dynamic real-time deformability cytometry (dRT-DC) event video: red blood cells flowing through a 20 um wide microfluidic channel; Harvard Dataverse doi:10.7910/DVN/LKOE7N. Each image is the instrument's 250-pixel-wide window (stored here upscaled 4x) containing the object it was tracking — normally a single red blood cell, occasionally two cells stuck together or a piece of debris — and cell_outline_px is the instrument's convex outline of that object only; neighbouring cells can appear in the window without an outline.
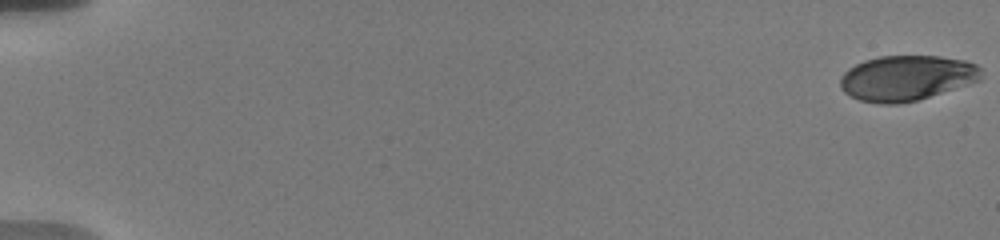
{"species": "human", "species_latin": "Homo sapiens", "temperature_condition": "warm", "stored_images_in_passage": 10, "camera_frame_rate_fps": 3000, "um_per_image_px": 0.085, "donor": {"sex": "male"}, "frame": {"image": 1, "passage_image": 1, "time_ms": 0.0, "image_size_px": [1000, 240], "cell_outline_px": [[984, 76], [980, 80], [968, 84], [916, 100], [896, 104], [880, 104], [860, 100], [844, 92], [840, 88], [840, 76], [848, 68], [864, 60], [880, 56], [940, 56], [964, 60], [976, 64], [980, 68]], "centroid_in_image_um": [77.05, 6.62], "position_along_channel_um": 7.9, "area_um2": 37.17}}
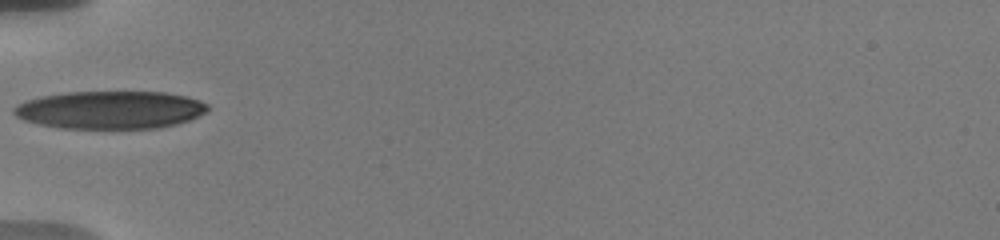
{"frame": {"image": 2, "passage_image": 8, "time_ms": 7.0, "image_size_px": [1000, 240], "cell_outline_px": [[208, 112], [188, 120], [176, 124], [160, 128], [60, 128], [40, 124], [24, 120], [16, 116], [12, 112], [12, 108], [16, 104], [40, 96], [68, 92], [164, 92], [188, 96], [200, 100], [208, 104]], "centroid_in_image_um": [9.38, 9.33], "position_along_channel_um": 75.6, "area_um2": 42.89}}
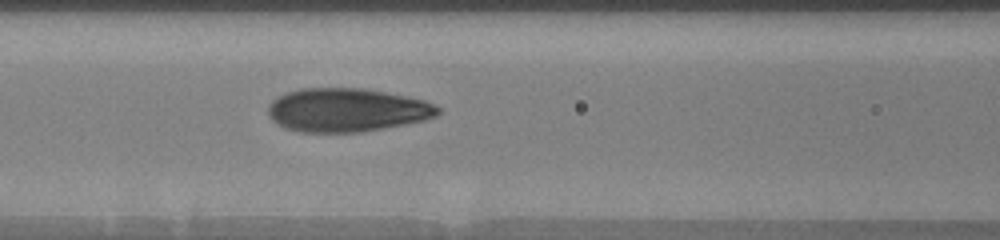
{"frame": {"image": 3, "passage_image": 10, "time_ms": 8.667, "image_size_px": [1000, 240], "cell_outline_px": [[440, 112], [436, 116], [424, 120], [404, 124], [360, 132], [300, 132], [284, 128], [272, 120], [268, 116], [268, 104], [276, 96], [300, 88], [364, 88], [424, 100], [440, 108]], "centroid_in_image_um": [29.43, 9.35], "position_along_channel_um": 137.2, "area_um2": 43.06}}